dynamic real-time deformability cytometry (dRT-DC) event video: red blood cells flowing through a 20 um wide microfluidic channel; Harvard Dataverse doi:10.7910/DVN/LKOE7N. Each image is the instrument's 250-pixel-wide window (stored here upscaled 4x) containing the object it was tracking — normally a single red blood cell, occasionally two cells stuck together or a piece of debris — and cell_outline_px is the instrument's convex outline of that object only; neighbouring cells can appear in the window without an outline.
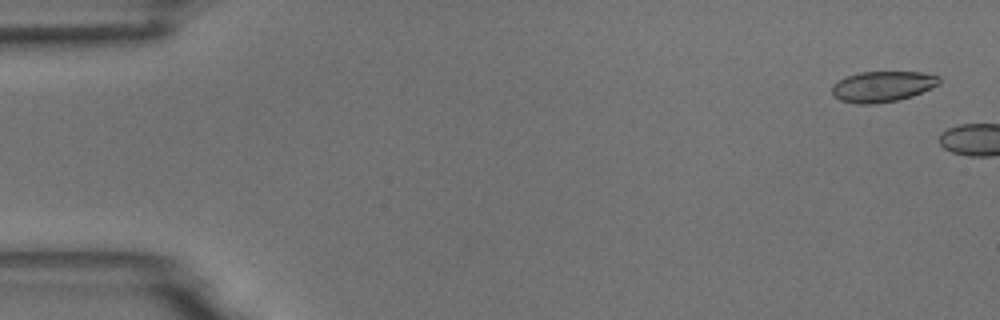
{"species": "common noctule bat (a hibernating species)", "species_latin": "Nyctalus noctula", "temperature_condition": "room temperature", "stored_images_in_passage": 5, "camera_frame_rate_fps": 3000, "um_per_image_px": 0.085, "animal": {"sex": "male", "body_mass_g": 18.8}, "frame": {"image": 1, "passage_image": 2, "time_ms": 0.333, "image_size_px": [1000, 320], "cell_outline_px": [[940, 84], [912, 96], [896, 100], [872, 104], [856, 104], [840, 100], [832, 96], [832, 84], [848, 76], [860, 72], [920, 72], [940, 76]], "centroid_in_image_um": [75.0, 7.35], "position_along_channel_um": 10.0, "area_um2": 19.13}}